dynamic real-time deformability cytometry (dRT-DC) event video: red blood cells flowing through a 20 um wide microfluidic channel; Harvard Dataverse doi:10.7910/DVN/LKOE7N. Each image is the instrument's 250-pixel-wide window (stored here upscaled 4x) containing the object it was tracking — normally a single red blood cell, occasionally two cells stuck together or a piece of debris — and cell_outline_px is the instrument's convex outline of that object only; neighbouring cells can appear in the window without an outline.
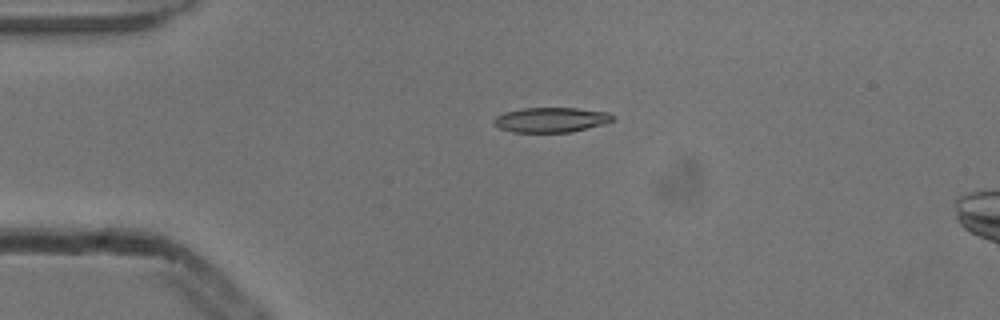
{"species": "common noctule bat (a hibernating species)", "species_latin": "Nyctalus noctula", "temperature_condition": "cold", "stored_images_in_passage": 2, "camera_frame_rate_fps": 3000, "um_per_image_px": 0.085, "animal": {"sex": "male", "body_mass_g": 13.3}, "frame": {"image": 1, "passage_image": 2, "time_ms": 0.333, "image_size_px": [1000, 320], "cell_outline_px": [[616, 116], [612, 120], [604, 124], [572, 132], [512, 132], [500, 128], [492, 120], [496, 116], [504, 112], [524, 108], [576, 108], [608, 112]], "centroid_in_image_um": [46.85, 10.18], "position_along_channel_um": 38.1, "area_um2": 17.22}}